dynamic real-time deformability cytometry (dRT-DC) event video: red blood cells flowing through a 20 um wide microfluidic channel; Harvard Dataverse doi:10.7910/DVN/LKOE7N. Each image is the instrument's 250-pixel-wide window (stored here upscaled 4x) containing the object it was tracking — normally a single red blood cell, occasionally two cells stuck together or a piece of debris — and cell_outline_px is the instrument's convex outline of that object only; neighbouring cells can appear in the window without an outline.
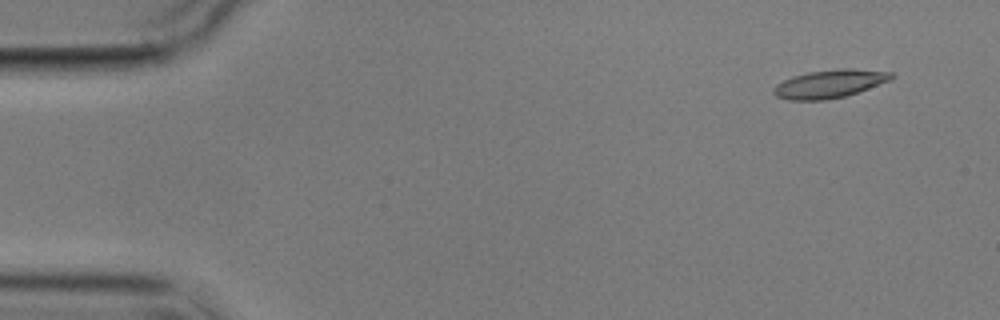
{"species": "common noctule bat (a hibernating species)", "species_latin": "Nyctalus noctula", "temperature_condition": "cold", "stored_images_in_passage": 8, "camera_frame_rate_fps": 3000, "um_per_image_px": 0.085, "animal": {"sex": "male", "body_mass_g": 17.9}, "frame": {"image": 1, "passage_image": 1, "time_ms": 0.0, "image_size_px": [1000, 320], "cell_outline_px": [[896, 76], [892, 80], [844, 96], [824, 100], [788, 100], [776, 96], [772, 92], [772, 88], [776, 84], [792, 76], [808, 72], [840, 68], [852, 68], [892, 72]], "centroid_in_image_um": [70.51, 7.11], "position_along_channel_um": 14.5, "area_um2": 19.42}}
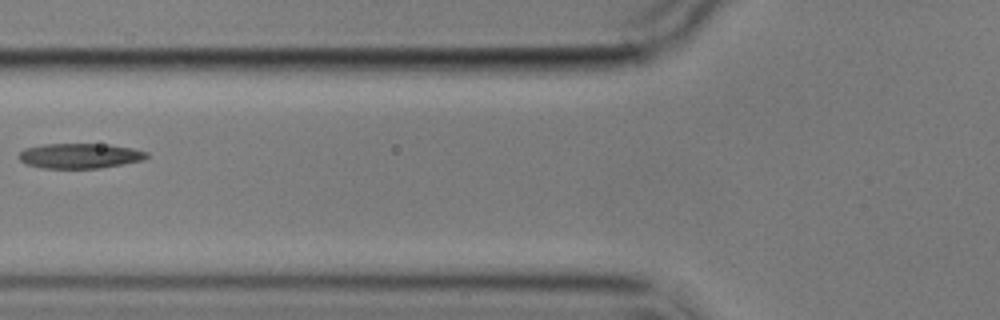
{"frame": {"image": 2, "passage_image": 6, "time_ms": 6.0, "image_size_px": [1000, 320], "cell_outline_px": [[148, 156], [144, 160], [100, 168], [40, 168], [24, 164], [20, 160], [20, 152], [24, 148], [44, 144], [108, 144], [132, 148], [148, 152]], "centroid_in_image_um": [6.78, 13.24], "position_along_channel_um": 119.0, "area_um2": 18.73}}
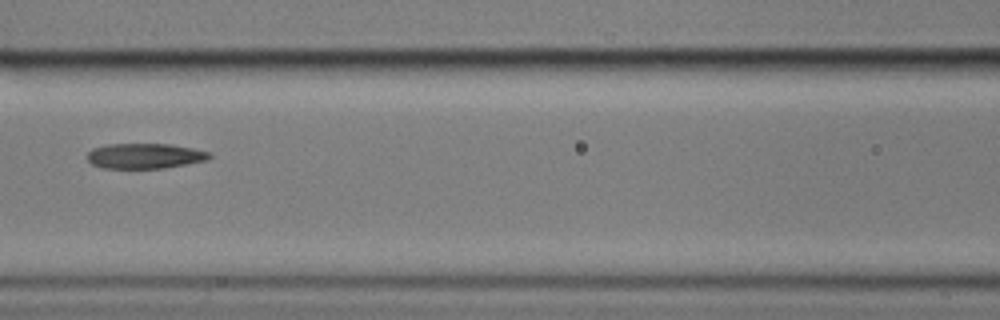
{"frame": {"image": 3, "passage_image": 7, "time_ms": 7.0, "image_size_px": [1000, 320], "cell_outline_px": [[212, 156], [208, 160], [188, 164], [164, 168], [104, 168], [92, 164], [88, 160], [88, 152], [92, 148], [108, 144], [172, 144], [212, 152]], "centroid_in_image_um": [12.35, 13.25], "position_along_channel_um": 154.2, "area_um2": 18.09}}